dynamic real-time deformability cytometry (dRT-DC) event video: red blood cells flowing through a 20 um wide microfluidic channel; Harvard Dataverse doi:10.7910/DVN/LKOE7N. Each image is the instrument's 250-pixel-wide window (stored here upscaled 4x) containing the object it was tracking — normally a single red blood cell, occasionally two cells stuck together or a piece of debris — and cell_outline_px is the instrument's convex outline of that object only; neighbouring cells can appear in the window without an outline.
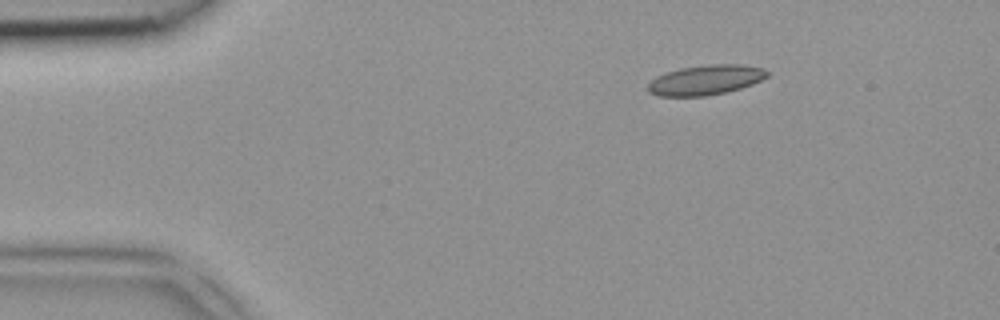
{"species": "common noctule bat (a hibernating species)", "species_latin": "Nyctalus noctula", "temperature_condition": "room temperature", "stored_images_in_passage": 3, "camera_frame_rate_fps": 3000, "um_per_image_px": 0.085, "animal": {"sex": "female", "body_mass_g": 18.4}, "frame": {"image": 1, "passage_image": 1, "time_ms": 0.0, "image_size_px": [1000, 320], "cell_outline_px": [[768, 76], [752, 84], [740, 88], [724, 92], [704, 96], [660, 96], [648, 92], [648, 84], [656, 76], [664, 72], [680, 68], [708, 64], [744, 64], [764, 68], [768, 72]], "centroid_in_image_um": [59.97, 6.78], "position_along_channel_um": 25.0, "area_um2": 20.81}}